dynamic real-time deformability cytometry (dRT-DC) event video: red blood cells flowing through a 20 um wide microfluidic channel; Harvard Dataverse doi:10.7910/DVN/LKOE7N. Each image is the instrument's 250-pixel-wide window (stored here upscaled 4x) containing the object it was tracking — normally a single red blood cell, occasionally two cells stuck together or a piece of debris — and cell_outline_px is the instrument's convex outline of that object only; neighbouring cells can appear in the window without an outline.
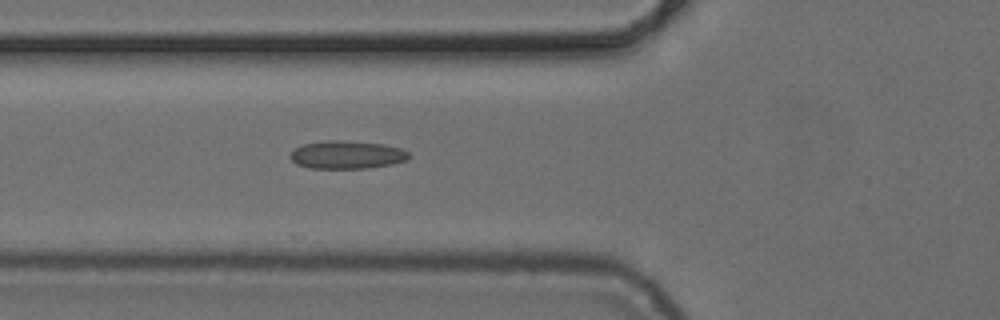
{"species": "common noctule bat (a hibernating species)", "species_latin": "Nyctalus noctula", "temperature_condition": "cold", "stored_images_in_passage": 4, "camera_frame_rate_fps": 3000, "um_per_image_px": 0.085, "animal": {"sex": "female", "body_mass_g": 24.6, "forearm_length_mm": 56.2}, "frame": {"image": 1, "passage_image": 4, "time_ms": 4.333, "image_size_px": [1000, 320], "cell_outline_px": [[412, 156], [408, 160], [392, 164], [368, 168], [308, 168], [296, 164], [288, 156], [300, 144], [328, 140], [340, 140], [384, 144], [400, 148], [408, 152]], "centroid_in_image_um": [29.49, 13.15], "position_along_channel_um": 96.3, "area_um2": 19.54}}